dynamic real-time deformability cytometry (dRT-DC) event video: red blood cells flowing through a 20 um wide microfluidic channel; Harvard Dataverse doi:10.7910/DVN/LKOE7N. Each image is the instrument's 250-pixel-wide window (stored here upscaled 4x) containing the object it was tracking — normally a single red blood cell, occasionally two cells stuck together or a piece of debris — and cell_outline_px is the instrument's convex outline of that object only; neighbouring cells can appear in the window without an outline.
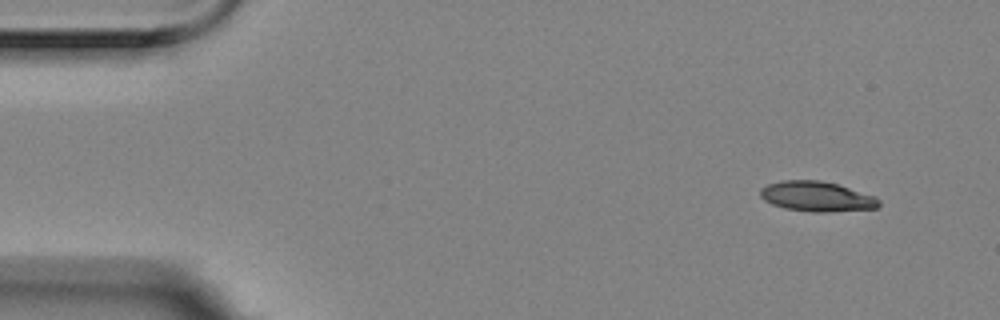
{"species": "Egyptian fruit bat (a non-hibernating species)", "species_latin": "Rousettus aegyptiacus", "temperature_condition": "room temperature", "stored_images_in_passage": 4, "camera_frame_rate_fps": 3000, "um_per_image_px": 0.085, "animal": {"sex": "female"}, "frame": {"image": 1, "passage_image": 1, "time_ms": 0.0, "image_size_px": [1000, 320], "cell_outline_px": [[880, 204], [876, 208], [828, 212], [812, 212], [784, 208], [772, 204], [764, 200], [760, 196], [760, 188], [768, 184], [780, 180], [820, 180], [836, 184], [876, 196], [880, 200]], "centroid_in_image_um": [69.41, 16.7], "position_along_channel_um": 15.6, "area_um2": 20.81}}
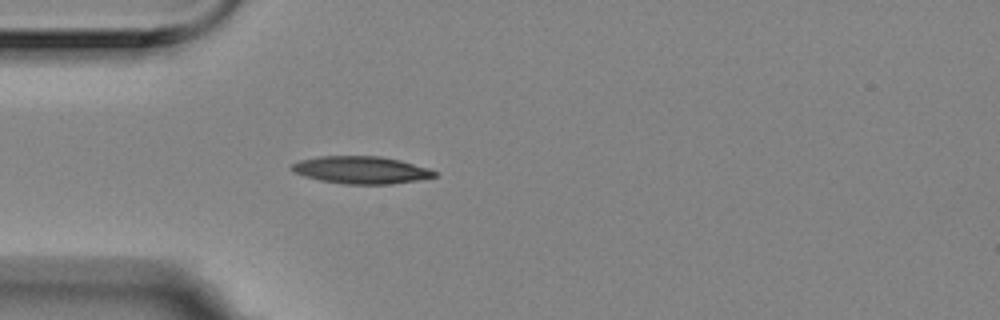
{"frame": {"image": 2, "passage_image": 4, "time_ms": 1.0, "image_size_px": [1000, 320], "cell_outline_px": [[436, 176], [420, 180], [392, 184], [344, 184], [320, 180], [304, 176], [288, 168], [292, 164], [300, 160], [320, 156], [380, 156], [400, 160], [428, 168], [436, 172]], "centroid_in_image_um": [30.69, 14.45], "position_along_channel_um": 54.3, "area_um2": 22.77}}